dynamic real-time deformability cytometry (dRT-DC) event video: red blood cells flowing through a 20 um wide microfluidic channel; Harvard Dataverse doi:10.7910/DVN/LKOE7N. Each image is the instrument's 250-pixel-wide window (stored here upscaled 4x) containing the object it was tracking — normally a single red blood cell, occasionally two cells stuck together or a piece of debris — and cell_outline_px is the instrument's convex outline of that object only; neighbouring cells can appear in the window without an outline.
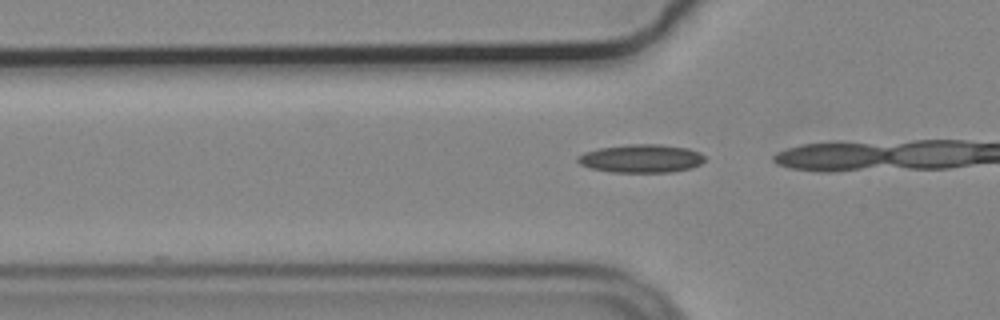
{"species": "common noctule bat (a hibernating species)", "species_latin": "Nyctalus noctula", "temperature_condition": "cold", "stored_images_in_passage": 3, "camera_frame_rate_fps": 3000, "um_per_image_px": 0.085, "animal": {"sex": "male", "body_mass_g": 19.2, "forearm_length_mm": 51.8}, "frame": {"image": 1, "passage_image": 2, "time_ms": 0.333, "image_size_px": [1000, 320], "cell_outline_px": [[704, 160], [700, 164], [692, 168], [672, 172], [612, 172], [592, 168], [580, 164], [576, 160], [576, 156], [584, 152], [600, 148], [628, 144], [660, 144], [688, 148], [700, 152], [704, 156]], "centroid_in_image_um": [54.51, 13.47], "position_along_channel_um": 71.3, "area_um2": 20.98}}